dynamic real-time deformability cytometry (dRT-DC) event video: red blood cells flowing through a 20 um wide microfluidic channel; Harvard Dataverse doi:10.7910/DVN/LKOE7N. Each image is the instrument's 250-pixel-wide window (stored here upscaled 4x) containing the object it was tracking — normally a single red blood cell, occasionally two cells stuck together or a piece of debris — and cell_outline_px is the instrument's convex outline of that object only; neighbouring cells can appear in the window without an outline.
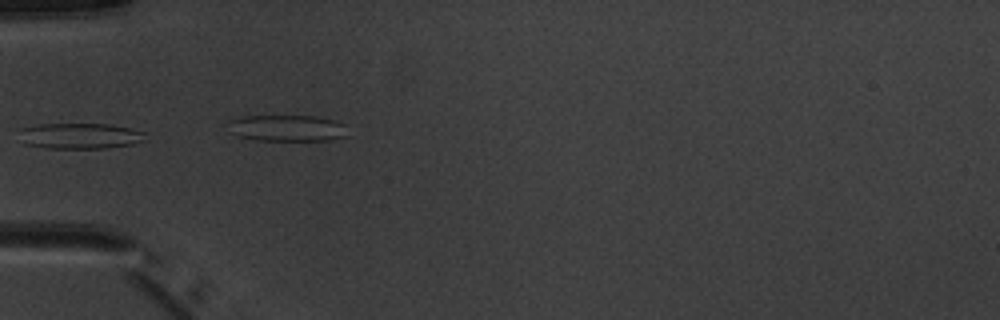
{"species": "common noctule bat (a hibernating species)", "species_latin": "Nyctalus noctula", "temperature_condition": "warm", "stored_images_in_passage": 4, "camera_frame_rate_fps": 3000, "um_per_image_px": 0.085, "animal": {"sex": "male", "body_mass_g": 20.1, "forearm_length_mm": 53.5}, "frame": {"image": 1, "passage_image": 4, "time_ms": 3.333, "image_size_px": [1000, 320], "cell_outline_px": [[144, 140], [132, 144], [104, 148], [48, 148], [24, 144], [20, 128], [36, 124], [108, 124], [132, 128], [144, 132]], "centroid_in_image_um": [6.8, 11.54], "position_along_channel_um": 78.2, "area_um2": 18.79}}